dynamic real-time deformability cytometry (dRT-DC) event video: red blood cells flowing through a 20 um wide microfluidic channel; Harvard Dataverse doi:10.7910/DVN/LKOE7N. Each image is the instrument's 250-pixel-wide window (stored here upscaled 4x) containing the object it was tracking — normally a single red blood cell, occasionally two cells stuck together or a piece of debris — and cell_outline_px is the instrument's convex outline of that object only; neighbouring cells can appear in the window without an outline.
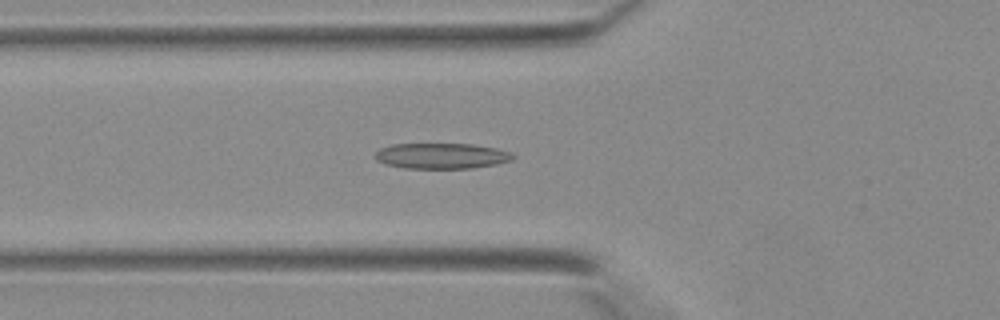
{"species": "Egyptian fruit bat (a non-hibernating species)", "species_latin": "Rousettus aegyptiacus", "temperature_condition": "warm", "stored_images_in_passage": 42, "camera_frame_rate_fps": 3000, "um_per_image_px": 0.085, "animal": {"sex": "female"}, "frame": {"image": 1, "passage_image": 16, "time_ms": 5.0, "image_size_px": [1000, 320], "cell_outline_px": [[516, 156], [512, 160], [496, 164], [472, 168], [404, 168], [384, 164], [376, 160], [372, 156], [380, 148], [392, 144], [472, 144], [496, 148], [512, 152]], "centroid_in_image_um": [37.51, 13.25], "position_along_channel_um": 88.3, "area_um2": 20.75}}
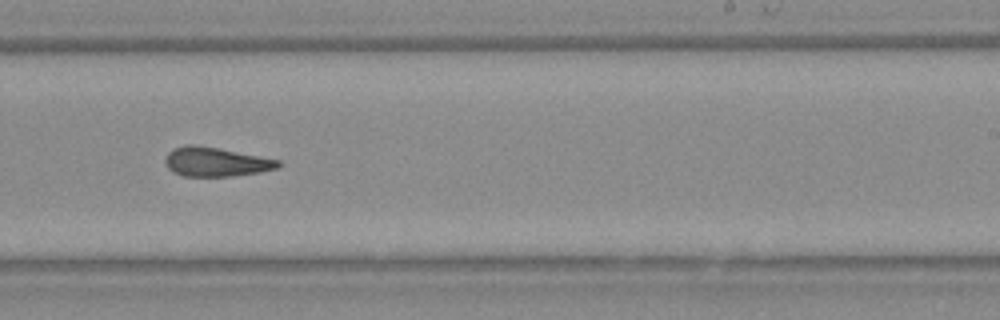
{"frame": {"image": 2, "passage_image": 27, "time_ms": 8.667, "image_size_px": [1000, 320], "cell_outline_px": [[284, 164], [276, 168], [260, 172], [232, 176], [184, 176], [172, 172], [168, 168], [164, 160], [168, 152], [172, 148], [188, 144], [192, 144], [216, 148], [280, 160]], "centroid_in_image_um": [18.32, 13.76], "position_along_channel_um": 270.7, "area_um2": 19.13}}
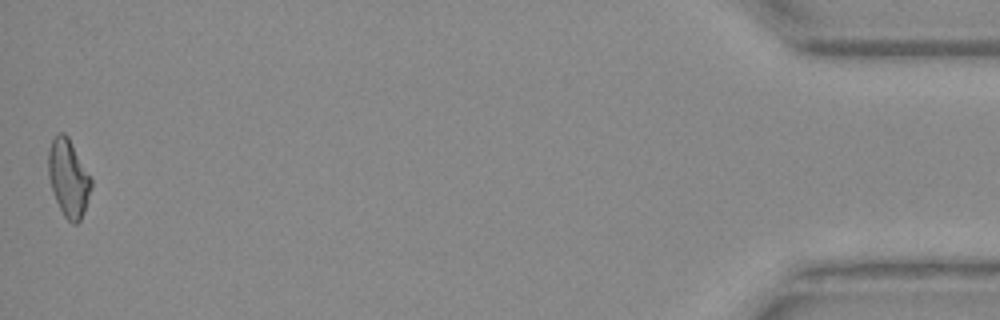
{"frame": {"image": 3, "passage_image": 42, "time_ms": 13.667, "image_size_px": [1000, 320], "cell_outline_px": [[92, 188], [80, 220], [76, 224], [72, 224], [64, 216], [56, 200], [48, 176], [48, 152], [52, 140], [56, 132], [64, 132], [68, 136], [92, 180]], "centroid_in_image_um": [5.81, 15.11], "position_along_channel_um": 429.4, "area_um2": 19.13}}